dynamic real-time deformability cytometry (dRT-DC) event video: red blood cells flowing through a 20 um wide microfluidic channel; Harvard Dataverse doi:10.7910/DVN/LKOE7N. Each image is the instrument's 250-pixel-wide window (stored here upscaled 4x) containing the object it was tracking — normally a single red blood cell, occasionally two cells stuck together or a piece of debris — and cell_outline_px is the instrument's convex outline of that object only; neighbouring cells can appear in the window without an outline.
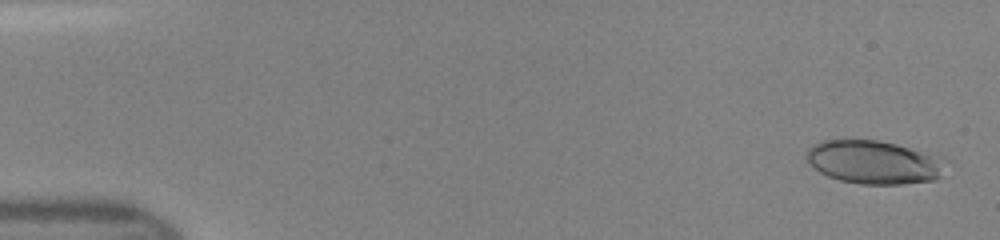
{"species": "human", "species_latin": "Homo sapiens", "temperature_condition": "room temperature", "stored_images_in_passage": 42, "camera_frame_rate_fps": 3000, "um_per_image_px": 0.085, "donor": {"sex": "female"}, "frame": {"image": 1, "passage_image": 2, "time_ms": 0.333, "image_size_px": [1000, 240], "cell_outline_px": [[952, 160], [940, 176], [932, 180], [904, 184], [860, 184], [840, 180], [828, 176], [820, 172], [808, 160], [808, 148], [812, 144], [824, 140], [876, 140], [896, 144], [944, 156]], "centroid_in_image_um": [74.41, 13.78], "position_along_channel_um": 10.6, "area_um2": 35.55}}
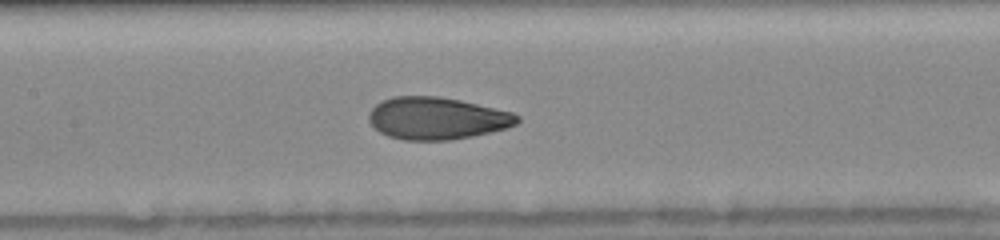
{"frame": {"image": 2, "passage_image": 23, "time_ms": 7.333, "image_size_px": [1000, 240], "cell_outline_px": [[520, 120], [516, 124], [508, 128], [472, 136], [452, 140], [404, 140], [388, 136], [380, 132], [368, 120], [368, 112], [376, 104], [392, 96], [440, 96], [460, 100], [512, 112], [520, 116]], "centroid_in_image_um": [37.14, 10.05], "position_along_channel_um": 170.3, "area_um2": 36.59}}
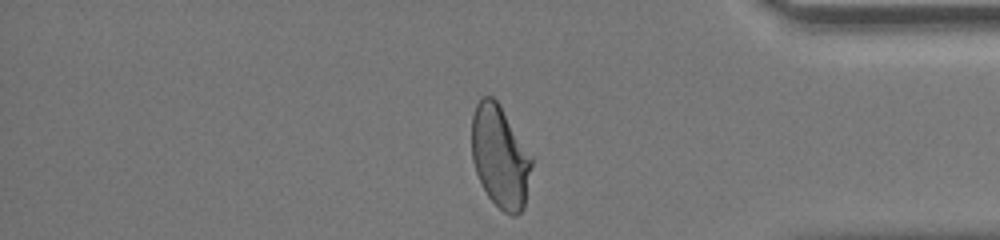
{"frame": {"image": 3, "passage_image": 40, "time_ms": 13.0, "image_size_px": [1000, 240], "cell_outline_px": [[532, 164], [524, 208], [516, 216], [512, 216], [504, 212], [488, 196], [476, 172], [472, 160], [472, 116], [476, 104], [480, 96], [492, 96], [500, 104], [532, 156]], "centroid_in_image_um": [42.5, 13.3], "position_along_channel_um": 392.7, "area_um2": 35.72}}